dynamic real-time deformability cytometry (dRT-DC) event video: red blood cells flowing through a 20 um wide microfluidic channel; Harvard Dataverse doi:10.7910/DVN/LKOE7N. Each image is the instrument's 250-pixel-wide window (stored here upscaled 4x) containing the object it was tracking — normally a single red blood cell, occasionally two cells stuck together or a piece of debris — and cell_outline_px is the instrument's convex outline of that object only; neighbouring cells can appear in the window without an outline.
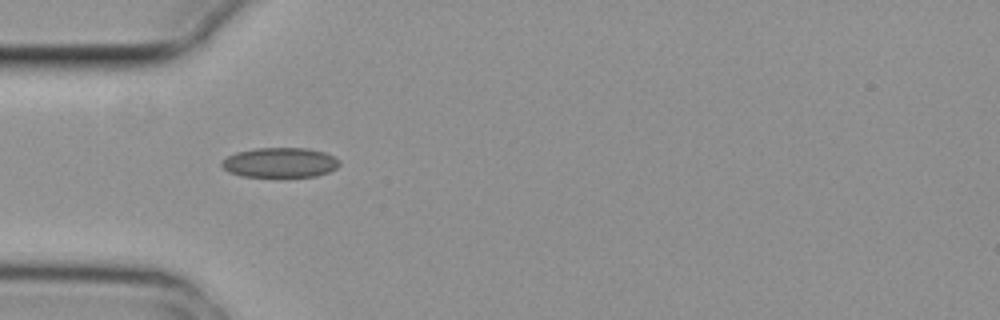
{"species": "common noctule bat (a hibernating species)", "species_latin": "Nyctalus noctula", "temperature_condition": "cold", "stored_images_in_passage": 4, "camera_frame_rate_fps": 3000, "um_per_image_px": 0.085, "animal": {"sex": "female", "body_mass_g": 29.2, "forearm_length_mm": 56.3}, "frame": {"image": 1, "passage_image": 4, "time_ms": 1.0, "image_size_px": [1000, 320], "cell_outline_px": [[340, 164], [336, 168], [328, 172], [316, 176], [244, 176], [228, 172], [220, 164], [228, 156], [236, 152], [256, 148], [308, 148], [324, 152], [340, 160]], "centroid_in_image_um": [23.81, 13.81], "position_along_channel_um": 61.2, "area_um2": 20.29}}